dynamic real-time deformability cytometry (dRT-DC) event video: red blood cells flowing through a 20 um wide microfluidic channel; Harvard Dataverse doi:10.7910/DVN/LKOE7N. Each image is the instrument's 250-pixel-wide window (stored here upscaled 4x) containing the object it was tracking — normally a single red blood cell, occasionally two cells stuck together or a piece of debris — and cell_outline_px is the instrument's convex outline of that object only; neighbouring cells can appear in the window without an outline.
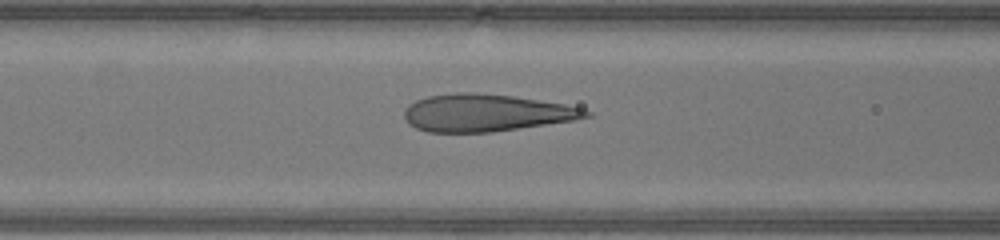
{"species": "human", "species_latin": "Homo sapiens", "temperature_condition": "warm", "stored_images_in_passage": 45, "camera_frame_rate_fps": 3000, "um_per_image_px": 0.085, "donor": {"sex": "male"}, "frame": {"image": 1, "passage_image": 17, "time_ms": 5.333, "image_size_px": [1000, 240], "cell_outline_px": [[592, 116], [572, 120], [492, 132], [428, 132], [416, 128], [408, 124], [404, 116], [404, 112], [408, 104], [416, 100], [428, 96], [456, 92], [472, 92], [512, 96], [564, 104], [584, 108], [592, 112]], "centroid_in_image_um": [41.28, 9.59], "position_along_channel_um": 125.3, "area_um2": 39.36}}
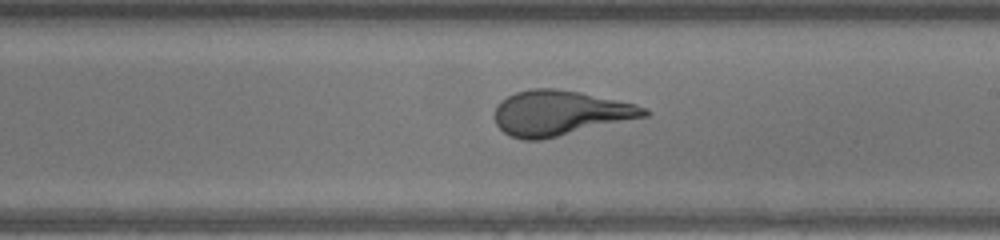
{"frame": {"image": 2, "passage_image": 25, "time_ms": 8.0, "image_size_px": [1000, 240], "cell_outline_px": [[652, 112], [648, 116], [540, 140], [524, 140], [512, 136], [504, 132], [496, 124], [492, 116], [496, 104], [500, 100], [516, 92], [532, 88], [556, 88], [580, 92], [636, 104], [648, 108]], "centroid_in_image_um": [47.58, 9.6], "position_along_channel_um": 241.4, "area_um2": 39.42}}
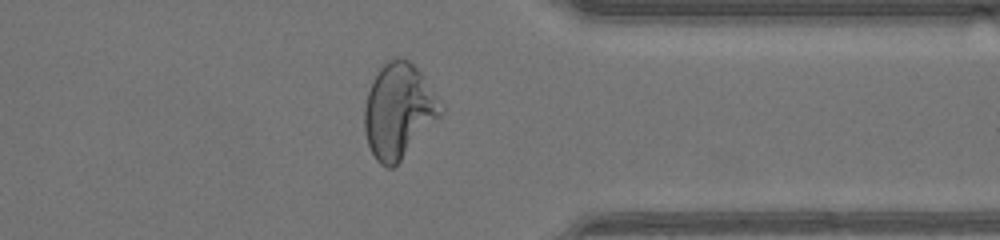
{"frame": {"image": 3, "passage_image": 35, "time_ms": 11.333, "image_size_px": [1000, 240], "cell_outline_px": [[444, 112], [400, 160], [392, 168], [388, 168], [380, 164], [376, 160], [368, 144], [364, 132], [364, 108], [368, 92], [372, 80], [380, 68], [388, 60], [396, 56], [408, 60], [420, 72], [444, 108]], "centroid_in_image_um": [33.86, 9.41], "position_along_channel_um": 377.5, "area_um2": 41.56}, "authors_computed_cell_mechanics": {"area_um2": 41.6738, "velocity_mm_per_s": 4.341, "shape_relaxation_time_tau1_ms": 7.0519, "shape_relaxation_time_tau2_ms": null, "deformation_change_tau1": 0.3345, "deformation_change_tau2": null}}